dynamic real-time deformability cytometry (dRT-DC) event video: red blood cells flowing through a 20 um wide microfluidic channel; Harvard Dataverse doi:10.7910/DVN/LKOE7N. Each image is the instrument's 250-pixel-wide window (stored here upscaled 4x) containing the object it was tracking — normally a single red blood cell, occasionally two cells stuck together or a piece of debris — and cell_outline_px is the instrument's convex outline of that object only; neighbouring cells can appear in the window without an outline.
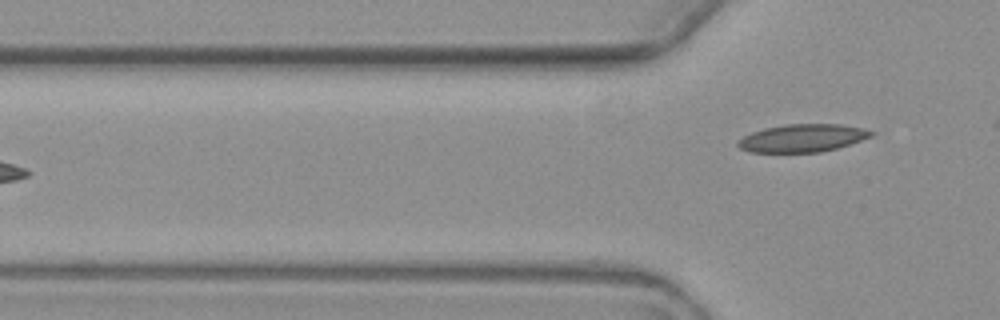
{"species": "common noctule bat (a hibernating species)", "species_latin": "Nyctalus noctula", "temperature_condition": "warm", "stored_images_in_passage": 2, "camera_frame_rate_fps": 3000, "um_per_image_px": 0.085, "animal": {"sex": "female", "body_mass_g": 19.3, "forearm_length_mm": 54.1}, "frame": {"image": 1, "passage_image": 2, "time_ms": 2.0, "image_size_px": [1000, 320], "cell_outline_px": [[876, 132], [872, 136], [836, 148], [820, 152], [748, 152], [740, 148], [736, 144], [744, 136], [752, 132], [764, 128], [784, 124], [836, 124], [860, 128]], "centroid_in_image_um": [68.17, 11.73], "position_along_channel_um": 57.6, "area_um2": 21.33}}